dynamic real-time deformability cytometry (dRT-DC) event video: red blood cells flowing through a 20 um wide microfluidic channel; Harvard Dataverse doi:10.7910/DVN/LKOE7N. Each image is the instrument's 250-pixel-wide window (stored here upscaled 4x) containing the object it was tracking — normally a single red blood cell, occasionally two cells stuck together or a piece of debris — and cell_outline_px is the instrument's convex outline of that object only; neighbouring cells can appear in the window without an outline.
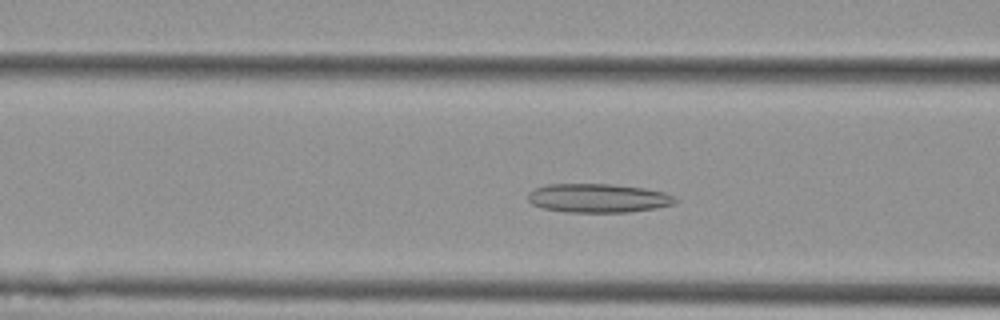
{"species": "Egyptian fruit bat (a non-hibernating species)", "species_latin": "Rousettus aegyptiacus", "temperature_condition": "cold", "stored_images_in_passage": 40, "camera_frame_rate_fps": 3000, "um_per_image_px": 0.085, "animal": {"sex": "female"}, "frame": {"image": 1, "passage_image": 15, "time_ms": 4.667, "image_size_px": [1000, 320], "cell_outline_px": [[680, 200], [676, 204], [656, 208], [628, 212], [564, 212], [544, 208], [532, 204], [528, 200], [528, 192], [536, 188], [548, 184], [612, 184], [644, 188], [664, 192]], "centroid_in_image_um": [50.86, 16.84], "position_along_channel_um": 115.7, "area_um2": 24.85}}
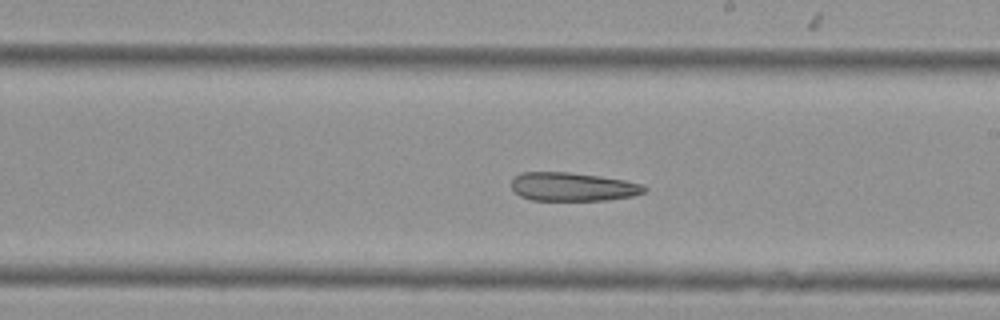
{"frame": {"image": 2, "passage_image": 25, "time_ms": 8.0, "image_size_px": [1000, 320], "cell_outline_px": [[648, 188], [644, 192], [632, 196], [608, 200], [532, 200], [520, 196], [512, 188], [512, 180], [516, 176], [524, 172], [568, 172], [600, 176], [624, 180], [640, 184]], "centroid_in_image_um": [48.69, 15.88], "position_along_channel_um": 240.3, "area_um2": 21.96}}
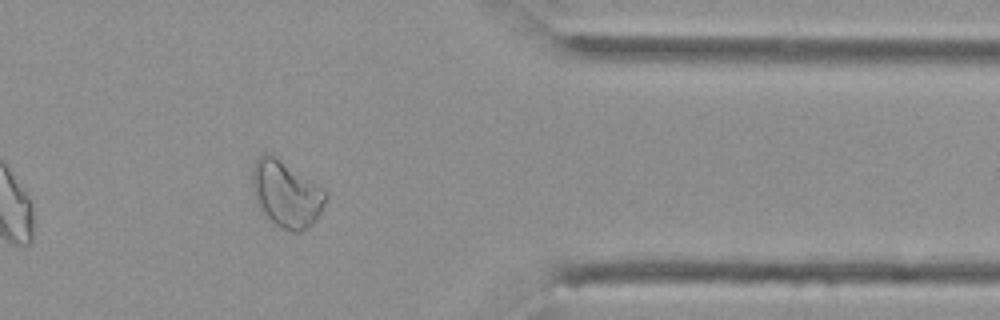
{"frame": {"image": 3, "passage_image": 38, "time_ms": 12.333, "image_size_px": [1000, 320], "cell_outline_px": [[328, 196], [320, 212], [312, 224], [308, 228], [300, 232], [292, 232], [280, 228], [272, 224], [260, 212], [256, 204], [252, 188], [252, 168], [256, 156], [264, 152], [268, 152], [324, 188], [328, 192]], "centroid_in_image_um": [24.29, 16.5], "position_along_channel_um": 387.1, "area_um2": 28.96}}